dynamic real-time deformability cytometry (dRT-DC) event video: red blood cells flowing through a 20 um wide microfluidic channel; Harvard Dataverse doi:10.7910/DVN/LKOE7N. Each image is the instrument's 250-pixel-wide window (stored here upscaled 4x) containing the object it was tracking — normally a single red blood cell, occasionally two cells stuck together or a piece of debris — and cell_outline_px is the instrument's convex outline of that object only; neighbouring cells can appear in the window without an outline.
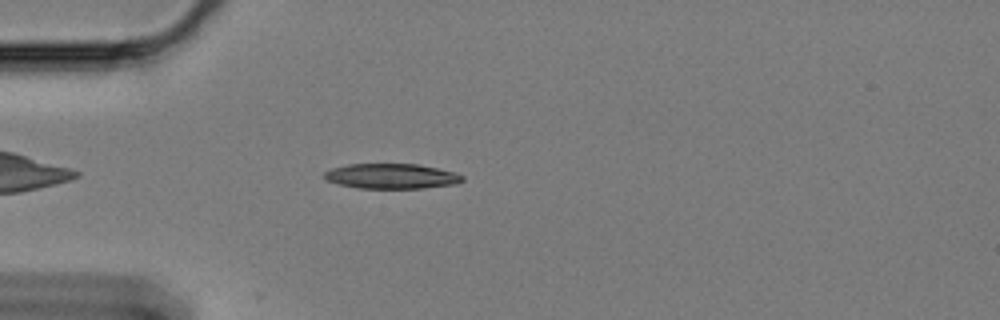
{"species": "Egyptian fruit bat (a non-hibernating species)", "species_latin": "Rousettus aegyptiacus", "temperature_condition": "cold", "stored_images_in_passage": 34, "camera_frame_rate_fps": 3000, "um_per_image_px": 0.085, "animal": {"sex": "female"}, "frame": {"image": 1, "passage_image": 2, "time_ms": 0.333, "image_size_px": [1000, 320], "cell_outline_px": [[464, 180], [456, 184], [424, 188], [360, 188], [340, 184], [324, 180], [324, 172], [332, 168], [348, 164], [416, 164], [456, 172], [464, 176]], "centroid_in_image_um": [33.29, 14.97], "position_along_channel_um": 51.7, "area_um2": 20.17}}
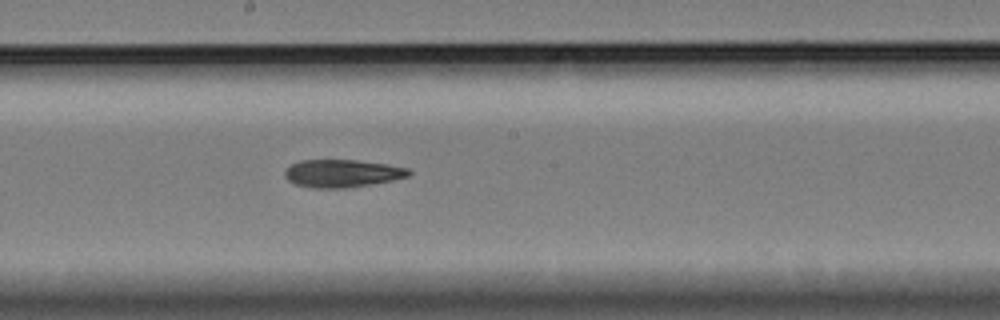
{"frame": {"image": 2, "passage_image": 18, "time_ms": 5.667, "image_size_px": [1000, 320], "cell_outline_px": [[412, 172], [408, 176], [392, 180], [344, 188], [312, 188], [296, 184], [288, 180], [284, 176], [284, 172], [292, 164], [300, 160], [356, 160], [384, 164], [408, 168]], "centroid_in_image_um": [29.05, 14.73], "position_along_channel_um": 219.1, "area_um2": 19.77}}
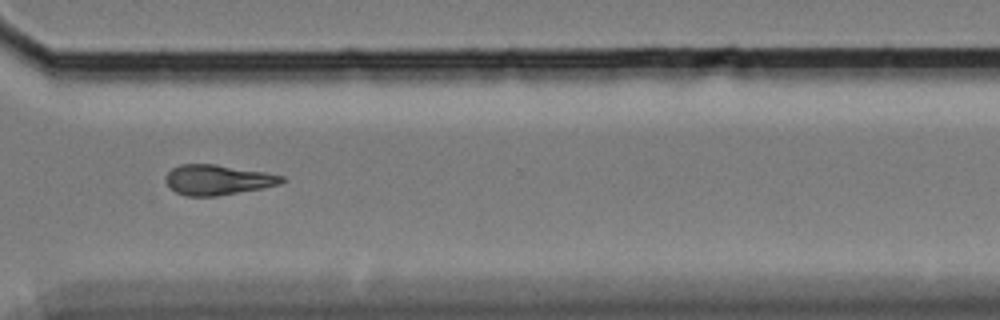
{"frame": {"image": 3, "passage_image": 30, "time_ms": 9.667, "image_size_px": [1000, 320], "cell_outline_px": [[284, 180], [280, 184], [264, 188], [216, 196], [188, 196], [176, 192], [164, 180], [168, 172], [172, 168], [180, 164], [216, 164], [264, 172], [284, 176]], "centroid_in_image_um": [18.5, 15.28], "position_along_channel_um": 352.1, "area_um2": 20.29}, "authors_computed_cell_mechanics": {"area_um2": 20.2589, "velocity_mm_per_s": 3.3285, "shape_relaxation_time_tau1_ms": 7.6161, "shape_relaxation_time_tau2_ms": 9.653, "deformation_change_tau1": 0.1663, "deformation_change_tau2": 0.2085}}